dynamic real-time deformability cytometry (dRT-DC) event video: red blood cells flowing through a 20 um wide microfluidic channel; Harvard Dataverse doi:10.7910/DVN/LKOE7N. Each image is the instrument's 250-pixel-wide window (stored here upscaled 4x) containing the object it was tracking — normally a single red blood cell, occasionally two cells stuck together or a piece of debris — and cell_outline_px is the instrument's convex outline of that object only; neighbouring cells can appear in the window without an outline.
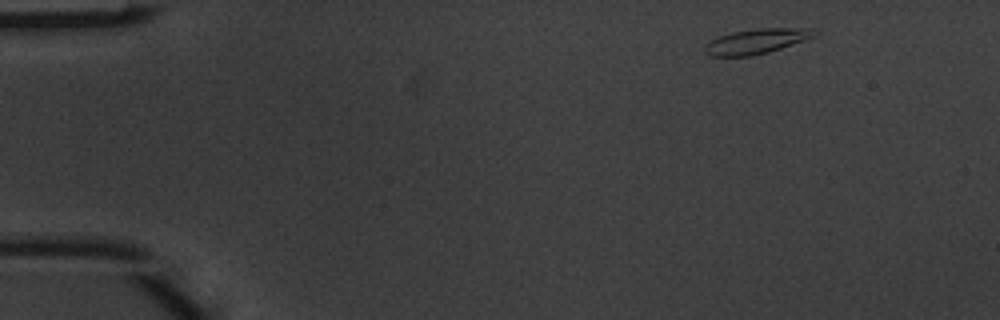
{"species": "common noctule bat (a hibernating species)", "species_latin": "Nyctalus noctula", "temperature_condition": "warm", "stored_images_in_passage": 6, "camera_frame_rate_fps": 3000, "um_per_image_px": 0.085, "animal": {"sex": "male", "body_mass_g": 20.1, "forearm_length_mm": 53.5}, "frame": {"image": 1, "passage_image": 6, "time_ms": 1.667, "image_size_px": [1000, 320], "cell_outline_px": [[820, 32], [816, 36], [768, 52], [752, 56], [708, 56], [704, 52], [704, 48], [712, 40], [720, 36], [732, 32], [756, 28], [812, 28]], "centroid_in_image_um": [64.33, 3.5], "position_along_channel_um": 20.7, "area_um2": 15.9}}